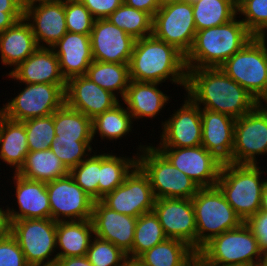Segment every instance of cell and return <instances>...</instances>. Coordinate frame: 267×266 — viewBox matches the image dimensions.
<instances>
[{
	"label": "cell",
	"mask_w": 267,
	"mask_h": 266,
	"mask_svg": "<svg viewBox=\"0 0 267 266\" xmlns=\"http://www.w3.org/2000/svg\"><path fill=\"white\" fill-rule=\"evenodd\" d=\"M179 1H187V0H160L161 5L170 3V2H179Z\"/></svg>",
	"instance_id": "680465c9"
},
{
	"label": "cell",
	"mask_w": 267,
	"mask_h": 266,
	"mask_svg": "<svg viewBox=\"0 0 267 266\" xmlns=\"http://www.w3.org/2000/svg\"><path fill=\"white\" fill-rule=\"evenodd\" d=\"M101 201L118 213L138 218L153 211L155 198L148 176L136 165L124 182Z\"/></svg>",
	"instance_id": "4fadbf2b"
},
{
	"label": "cell",
	"mask_w": 267,
	"mask_h": 266,
	"mask_svg": "<svg viewBox=\"0 0 267 266\" xmlns=\"http://www.w3.org/2000/svg\"><path fill=\"white\" fill-rule=\"evenodd\" d=\"M38 48L32 28L24 18L0 34L1 63L10 66V72Z\"/></svg>",
	"instance_id": "4316f807"
},
{
	"label": "cell",
	"mask_w": 267,
	"mask_h": 266,
	"mask_svg": "<svg viewBox=\"0 0 267 266\" xmlns=\"http://www.w3.org/2000/svg\"><path fill=\"white\" fill-rule=\"evenodd\" d=\"M25 126L29 151L48 150L54 141V113L22 121Z\"/></svg>",
	"instance_id": "ab89813d"
},
{
	"label": "cell",
	"mask_w": 267,
	"mask_h": 266,
	"mask_svg": "<svg viewBox=\"0 0 267 266\" xmlns=\"http://www.w3.org/2000/svg\"><path fill=\"white\" fill-rule=\"evenodd\" d=\"M207 266L262 265L264 255L248 225L211 238L198 251Z\"/></svg>",
	"instance_id": "5b68a950"
},
{
	"label": "cell",
	"mask_w": 267,
	"mask_h": 266,
	"mask_svg": "<svg viewBox=\"0 0 267 266\" xmlns=\"http://www.w3.org/2000/svg\"><path fill=\"white\" fill-rule=\"evenodd\" d=\"M237 15L229 22L197 31L185 56L187 69L220 67L254 36Z\"/></svg>",
	"instance_id": "3957f363"
},
{
	"label": "cell",
	"mask_w": 267,
	"mask_h": 266,
	"mask_svg": "<svg viewBox=\"0 0 267 266\" xmlns=\"http://www.w3.org/2000/svg\"><path fill=\"white\" fill-rule=\"evenodd\" d=\"M0 266H29L17 240L10 232L0 239Z\"/></svg>",
	"instance_id": "f6af8a7d"
},
{
	"label": "cell",
	"mask_w": 267,
	"mask_h": 266,
	"mask_svg": "<svg viewBox=\"0 0 267 266\" xmlns=\"http://www.w3.org/2000/svg\"><path fill=\"white\" fill-rule=\"evenodd\" d=\"M245 223L253 232L263 255H267V213L259 211Z\"/></svg>",
	"instance_id": "bcb514c9"
},
{
	"label": "cell",
	"mask_w": 267,
	"mask_h": 266,
	"mask_svg": "<svg viewBox=\"0 0 267 266\" xmlns=\"http://www.w3.org/2000/svg\"><path fill=\"white\" fill-rule=\"evenodd\" d=\"M196 251L183 241L167 238L136 260L142 266H182Z\"/></svg>",
	"instance_id": "d6a6232c"
},
{
	"label": "cell",
	"mask_w": 267,
	"mask_h": 266,
	"mask_svg": "<svg viewBox=\"0 0 267 266\" xmlns=\"http://www.w3.org/2000/svg\"><path fill=\"white\" fill-rule=\"evenodd\" d=\"M123 3L137 10L146 12L152 17H154L161 6L160 0H123Z\"/></svg>",
	"instance_id": "c3c4849f"
},
{
	"label": "cell",
	"mask_w": 267,
	"mask_h": 266,
	"mask_svg": "<svg viewBox=\"0 0 267 266\" xmlns=\"http://www.w3.org/2000/svg\"><path fill=\"white\" fill-rule=\"evenodd\" d=\"M95 19H105L111 15L123 0H80Z\"/></svg>",
	"instance_id": "7dc6e473"
},
{
	"label": "cell",
	"mask_w": 267,
	"mask_h": 266,
	"mask_svg": "<svg viewBox=\"0 0 267 266\" xmlns=\"http://www.w3.org/2000/svg\"><path fill=\"white\" fill-rule=\"evenodd\" d=\"M16 173L28 180L48 183L67 176L69 170L51 149H48L29 151L24 164Z\"/></svg>",
	"instance_id": "f546056e"
},
{
	"label": "cell",
	"mask_w": 267,
	"mask_h": 266,
	"mask_svg": "<svg viewBox=\"0 0 267 266\" xmlns=\"http://www.w3.org/2000/svg\"><path fill=\"white\" fill-rule=\"evenodd\" d=\"M153 211L167 238L183 241L196 251V219L191 199H155Z\"/></svg>",
	"instance_id": "e0dca14e"
},
{
	"label": "cell",
	"mask_w": 267,
	"mask_h": 266,
	"mask_svg": "<svg viewBox=\"0 0 267 266\" xmlns=\"http://www.w3.org/2000/svg\"><path fill=\"white\" fill-rule=\"evenodd\" d=\"M185 55L153 35L137 39L129 62L130 80L163 83L170 80L186 89Z\"/></svg>",
	"instance_id": "7a4b0ae2"
},
{
	"label": "cell",
	"mask_w": 267,
	"mask_h": 266,
	"mask_svg": "<svg viewBox=\"0 0 267 266\" xmlns=\"http://www.w3.org/2000/svg\"><path fill=\"white\" fill-rule=\"evenodd\" d=\"M56 266H93L86 256L57 258Z\"/></svg>",
	"instance_id": "f907efd6"
},
{
	"label": "cell",
	"mask_w": 267,
	"mask_h": 266,
	"mask_svg": "<svg viewBox=\"0 0 267 266\" xmlns=\"http://www.w3.org/2000/svg\"><path fill=\"white\" fill-rule=\"evenodd\" d=\"M237 14L244 15L240 20L254 37L267 30V0H247L237 9Z\"/></svg>",
	"instance_id": "7bdbcfd3"
},
{
	"label": "cell",
	"mask_w": 267,
	"mask_h": 266,
	"mask_svg": "<svg viewBox=\"0 0 267 266\" xmlns=\"http://www.w3.org/2000/svg\"><path fill=\"white\" fill-rule=\"evenodd\" d=\"M191 3L196 31L225 24L238 15L231 0H196Z\"/></svg>",
	"instance_id": "e575fe53"
},
{
	"label": "cell",
	"mask_w": 267,
	"mask_h": 266,
	"mask_svg": "<svg viewBox=\"0 0 267 266\" xmlns=\"http://www.w3.org/2000/svg\"><path fill=\"white\" fill-rule=\"evenodd\" d=\"M231 1H232V4L234 5V7L236 9H238L247 0H231Z\"/></svg>",
	"instance_id": "6f0895ef"
},
{
	"label": "cell",
	"mask_w": 267,
	"mask_h": 266,
	"mask_svg": "<svg viewBox=\"0 0 267 266\" xmlns=\"http://www.w3.org/2000/svg\"><path fill=\"white\" fill-rule=\"evenodd\" d=\"M44 1H50V0H19L21 6L25 9L26 7L39 3V2H44Z\"/></svg>",
	"instance_id": "9f6ffc18"
},
{
	"label": "cell",
	"mask_w": 267,
	"mask_h": 266,
	"mask_svg": "<svg viewBox=\"0 0 267 266\" xmlns=\"http://www.w3.org/2000/svg\"><path fill=\"white\" fill-rule=\"evenodd\" d=\"M137 165V153L132 157L100 153V176L98 181V200L114 191Z\"/></svg>",
	"instance_id": "4dcf8cb0"
},
{
	"label": "cell",
	"mask_w": 267,
	"mask_h": 266,
	"mask_svg": "<svg viewBox=\"0 0 267 266\" xmlns=\"http://www.w3.org/2000/svg\"><path fill=\"white\" fill-rule=\"evenodd\" d=\"M124 103H118L113 108L106 110L102 114L92 119V137L99 135L101 139L119 140L132 131L133 118ZM123 107H122V106Z\"/></svg>",
	"instance_id": "836d02e7"
},
{
	"label": "cell",
	"mask_w": 267,
	"mask_h": 266,
	"mask_svg": "<svg viewBox=\"0 0 267 266\" xmlns=\"http://www.w3.org/2000/svg\"><path fill=\"white\" fill-rule=\"evenodd\" d=\"M51 219L71 221L91 219L95 200L68 174L46 183Z\"/></svg>",
	"instance_id": "5bb4252c"
},
{
	"label": "cell",
	"mask_w": 267,
	"mask_h": 266,
	"mask_svg": "<svg viewBox=\"0 0 267 266\" xmlns=\"http://www.w3.org/2000/svg\"><path fill=\"white\" fill-rule=\"evenodd\" d=\"M24 19L30 24L38 47L51 48L68 32L65 0L32 4L24 9Z\"/></svg>",
	"instance_id": "ac0fdd59"
},
{
	"label": "cell",
	"mask_w": 267,
	"mask_h": 266,
	"mask_svg": "<svg viewBox=\"0 0 267 266\" xmlns=\"http://www.w3.org/2000/svg\"><path fill=\"white\" fill-rule=\"evenodd\" d=\"M167 239L154 211L140 215L137 219L132 249L127 253L129 260H136L145 251Z\"/></svg>",
	"instance_id": "d590c367"
},
{
	"label": "cell",
	"mask_w": 267,
	"mask_h": 266,
	"mask_svg": "<svg viewBox=\"0 0 267 266\" xmlns=\"http://www.w3.org/2000/svg\"><path fill=\"white\" fill-rule=\"evenodd\" d=\"M135 39L105 19H95L90 33L94 61L129 64Z\"/></svg>",
	"instance_id": "d6986e66"
},
{
	"label": "cell",
	"mask_w": 267,
	"mask_h": 266,
	"mask_svg": "<svg viewBox=\"0 0 267 266\" xmlns=\"http://www.w3.org/2000/svg\"><path fill=\"white\" fill-rule=\"evenodd\" d=\"M93 153L78 166L71 168L69 174L91 198L97 201L100 176V152L99 154L96 151Z\"/></svg>",
	"instance_id": "60d3db41"
},
{
	"label": "cell",
	"mask_w": 267,
	"mask_h": 266,
	"mask_svg": "<svg viewBox=\"0 0 267 266\" xmlns=\"http://www.w3.org/2000/svg\"><path fill=\"white\" fill-rule=\"evenodd\" d=\"M137 219L110 209L101 200L94 202L91 217L94 235L111 242L126 254L132 249Z\"/></svg>",
	"instance_id": "44dd1931"
},
{
	"label": "cell",
	"mask_w": 267,
	"mask_h": 266,
	"mask_svg": "<svg viewBox=\"0 0 267 266\" xmlns=\"http://www.w3.org/2000/svg\"><path fill=\"white\" fill-rule=\"evenodd\" d=\"M187 70L186 95L201 109L224 113L237 119L260 104L220 67Z\"/></svg>",
	"instance_id": "6da1fadb"
},
{
	"label": "cell",
	"mask_w": 267,
	"mask_h": 266,
	"mask_svg": "<svg viewBox=\"0 0 267 266\" xmlns=\"http://www.w3.org/2000/svg\"><path fill=\"white\" fill-rule=\"evenodd\" d=\"M238 266H262V265H238Z\"/></svg>",
	"instance_id": "6125c7cd"
},
{
	"label": "cell",
	"mask_w": 267,
	"mask_h": 266,
	"mask_svg": "<svg viewBox=\"0 0 267 266\" xmlns=\"http://www.w3.org/2000/svg\"><path fill=\"white\" fill-rule=\"evenodd\" d=\"M182 266H207L204 262L202 256L196 252L188 261H186Z\"/></svg>",
	"instance_id": "db71d44e"
},
{
	"label": "cell",
	"mask_w": 267,
	"mask_h": 266,
	"mask_svg": "<svg viewBox=\"0 0 267 266\" xmlns=\"http://www.w3.org/2000/svg\"><path fill=\"white\" fill-rule=\"evenodd\" d=\"M191 200L196 219V252L211 238L243 223L217 186L200 188Z\"/></svg>",
	"instance_id": "ba28073f"
},
{
	"label": "cell",
	"mask_w": 267,
	"mask_h": 266,
	"mask_svg": "<svg viewBox=\"0 0 267 266\" xmlns=\"http://www.w3.org/2000/svg\"><path fill=\"white\" fill-rule=\"evenodd\" d=\"M135 40L152 35L153 17L123 3L106 18Z\"/></svg>",
	"instance_id": "74e56055"
},
{
	"label": "cell",
	"mask_w": 267,
	"mask_h": 266,
	"mask_svg": "<svg viewBox=\"0 0 267 266\" xmlns=\"http://www.w3.org/2000/svg\"><path fill=\"white\" fill-rule=\"evenodd\" d=\"M12 178L18 211L9 206L6 208L9 222L19 219L51 218L46 183L25 179L15 172Z\"/></svg>",
	"instance_id": "7402d4cb"
},
{
	"label": "cell",
	"mask_w": 267,
	"mask_h": 266,
	"mask_svg": "<svg viewBox=\"0 0 267 266\" xmlns=\"http://www.w3.org/2000/svg\"><path fill=\"white\" fill-rule=\"evenodd\" d=\"M93 266H124L127 254L109 241L94 236L86 253Z\"/></svg>",
	"instance_id": "b9f144b4"
},
{
	"label": "cell",
	"mask_w": 267,
	"mask_h": 266,
	"mask_svg": "<svg viewBox=\"0 0 267 266\" xmlns=\"http://www.w3.org/2000/svg\"><path fill=\"white\" fill-rule=\"evenodd\" d=\"M185 96L182 106L162 122L158 147L185 148L201 145V108L188 95Z\"/></svg>",
	"instance_id": "2e32d148"
},
{
	"label": "cell",
	"mask_w": 267,
	"mask_h": 266,
	"mask_svg": "<svg viewBox=\"0 0 267 266\" xmlns=\"http://www.w3.org/2000/svg\"><path fill=\"white\" fill-rule=\"evenodd\" d=\"M196 32L190 1L161 5L153 17L152 35L173 45L185 56L193 45Z\"/></svg>",
	"instance_id": "8fae6325"
},
{
	"label": "cell",
	"mask_w": 267,
	"mask_h": 266,
	"mask_svg": "<svg viewBox=\"0 0 267 266\" xmlns=\"http://www.w3.org/2000/svg\"><path fill=\"white\" fill-rule=\"evenodd\" d=\"M51 48L58 57L60 70L66 81L72 77L85 75L94 61L90 35L68 31Z\"/></svg>",
	"instance_id": "d4e9b609"
},
{
	"label": "cell",
	"mask_w": 267,
	"mask_h": 266,
	"mask_svg": "<svg viewBox=\"0 0 267 266\" xmlns=\"http://www.w3.org/2000/svg\"><path fill=\"white\" fill-rule=\"evenodd\" d=\"M267 156V103L235 120L233 164L256 165V155Z\"/></svg>",
	"instance_id": "7c38bea8"
},
{
	"label": "cell",
	"mask_w": 267,
	"mask_h": 266,
	"mask_svg": "<svg viewBox=\"0 0 267 266\" xmlns=\"http://www.w3.org/2000/svg\"><path fill=\"white\" fill-rule=\"evenodd\" d=\"M7 74L8 78L17 80L19 84H66L60 70L58 57L52 48L47 47H39Z\"/></svg>",
	"instance_id": "cb8c5ba5"
},
{
	"label": "cell",
	"mask_w": 267,
	"mask_h": 266,
	"mask_svg": "<svg viewBox=\"0 0 267 266\" xmlns=\"http://www.w3.org/2000/svg\"><path fill=\"white\" fill-rule=\"evenodd\" d=\"M85 76L116 97L120 95L122 101L130 82L129 64L93 61Z\"/></svg>",
	"instance_id": "1f68e13d"
},
{
	"label": "cell",
	"mask_w": 267,
	"mask_h": 266,
	"mask_svg": "<svg viewBox=\"0 0 267 266\" xmlns=\"http://www.w3.org/2000/svg\"><path fill=\"white\" fill-rule=\"evenodd\" d=\"M91 143L93 144V139H59V137H55L50 149L70 170L95 151Z\"/></svg>",
	"instance_id": "f35d334b"
},
{
	"label": "cell",
	"mask_w": 267,
	"mask_h": 266,
	"mask_svg": "<svg viewBox=\"0 0 267 266\" xmlns=\"http://www.w3.org/2000/svg\"><path fill=\"white\" fill-rule=\"evenodd\" d=\"M64 94L67 106L85 114L90 119L119 103L118 97L101 88L85 75L68 79Z\"/></svg>",
	"instance_id": "ffe728a7"
},
{
	"label": "cell",
	"mask_w": 267,
	"mask_h": 266,
	"mask_svg": "<svg viewBox=\"0 0 267 266\" xmlns=\"http://www.w3.org/2000/svg\"><path fill=\"white\" fill-rule=\"evenodd\" d=\"M65 17L69 32L90 35L95 18L80 0H65Z\"/></svg>",
	"instance_id": "ee69618b"
},
{
	"label": "cell",
	"mask_w": 267,
	"mask_h": 266,
	"mask_svg": "<svg viewBox=\"0 0 267 266\" xmlns=\"http://www.w3.org/2000/svg\"><path fill=\"white\" fill-rule=\"evenodd\" d=\"M56 226L57 222L51 218L19 219L10 223V233L29 266L56 264Z\"/></svg>",
	"instance_id": "9c48e42d"
},
{
	"label": "cell",
	"mask_w": 267,
	"mask_h": 266,
	"mask_svg": "<svg viewBox=\"0 0 267 266\" xmlns=\"http://www.w3.org/2000/svg\"><path fill=\"white\" fill-rule=\"evenodd\" d=\"M256 165L223 163L217 187L243 222L259 212L265 171Z\"/></svg>",
	"instance_id": "277c9868"
},
{
	"label": "cell",
	"mask_w": 267,
	"mask_h": 266,
	"mask_svg": "<svg viewBox=\"0 0 267 266\" xmlns=\"http://www.w3.org/2000/svg\"><path fill=\"white\" fill-rule=\"evenodd\" d=\"M0 207V239L10 232V222L6 208Z\"/></svg>",
	"instance_id": "f5cc1de1"
},
{
	"label": "cell",
	"mask_w": 267,
	"mask_h": 266,
	"mask_svg": "<svg viewBox=\"0 0 267 266\" xmlns=\"http://www.w3.org/2000/svg\"><path fill=\"white\" fill-rule=\"evenodd\" d=\"M262 266H267V255L264 256Z\"/></svg>",
	"instance_id": "91938a15"
},
{
	"label": "cell",
	"mask_w": 267,
	"mask_h": 266,
	"mask_svg": "<svg viewBox=\"0 0 267 266\" xmlns=\"http://www.w3.org/2000/svg\"><path fill=\"white\" fill-rule=\"evenodd\" d=\"M159 84L161 83L130 80L122 101L126 104L133 120L153 119L169 103L170 96L157 88Z\"/></svg>",
	"instance_id": "484cf974"
},
{
	"label": "cell",
	"mask_w": 267,
	"mask_h": 266,
	"mask_svg": "<svg viewBox=\"0 0 267 266\" xmlns=\"http://www.w3.org/2000/svg\"><path fill=\"white\" fill-rule=\"evenodd\" d=\"M24 84L25 88L0 108V112L11 120L48 116L65 103L66 84Z\"/></svg>",
	"instance_id": "30bf717a"
},
{
	"label": "cell",
	"mask_w": 267,
	"mask_h": 266,
	"mask_svg": "<svg viewBox=\"0 0 267 266\" xmlns=\"http://www.w3.org/2000/svg\"><path fill=\"white\" fill-rule=\"evenodd\" d=\"M54 128L59 139H93L92 119L65 103L54 112Z\"/></svg>",
	"instance_id": "8d00e7d4"
},
{
	"label": "cell",
	"mask_w": 267,
	"mask_h": 266,
	"mask_svg": "<svg viewBox=\"0 0 267 266\" xmlns=\"http://www.w3.org/2000/svg\"><path fill=\"white\" fill-rule=\"evenodd\" d=\"M235 120L224 113L201 109V145L223 163H232Z\"/></svg>",
	"instance_id": "603a6c76"
},
{
	"label": "cell",
	"mask_w": 267,
	"mask_h": 266,
	"mask_svg": "<svg viewBox=\"0 0 267 266\" xmlns=\"http://www.w3.org/2000/svg\"><path fill=\"white\" fill-rule=\"evenodd\" d=\"M24 18V12H3L0 10V34Z\"/></svg>",
	"instance_id": "681fc988"
},
{
	"label": "cell",
	"mask_w": 267,
	"mask_h": 266,
	"mask_svg": "<svg viewBox=\"0 0 267 266\" xmlns=\"http://www.w3.org/2000/svg\"><path fill=\"white\" fill-rule=\"evenodd\" d=\"M220 68L259 103H267V39L253 37Z\"/></svg>",
	"instance_id": "52a82bcc"
},
{
	"label": "cell",
	"mask_w": 267,
	"mask_h": 266,
	"mask_svg": "<svg viewBox=\"0 0 267 266\" xmlns=\"http://www.w3.org/2000/svg\"><path fill=\"white\" fill-rule=\"evenodd\" d=\"M0 10L3 12H24L19 0H0Z\"/></svg>",
	"instance_id": "816d5d0a"
},
{
	"label": "cell",
	"mask_w": 267,
	"mask_h": 266,
	"mask_svg": "<svg viewBox=\"0 0 267 266\" xmlns=\"http://www.w3.org/2000/svg\"><path fill=\"white\" fill-rule=\"evenodd\" d=\"M156 148L199 188H211L217 185L223 162L202 145L185 148L156 146Z\"/></svg>",
	"instance_id": "9a60e30c"
},
{
	"label": "cell",
	"mask_w": 267,
	"mask_h": 266,
	"mask_svg": "<svg viewBox=\"0 0 267 266\" xmlns=\"http://www.w3.org/2000/svg\"><path fill=\"white\" fill-rule=\"evenodd\" d=\"M267 30L260 36V37H266L267 38Z\"/></svg>",
	"instance_id": "94428289"
},
{
	"label": "cell",
	"mask_w": 267,
	"mask_h": 266,
	"mask_svg": "<svg viewBox=\"0 0 267 266\" xmlns=\"http://www.w3.org/2000/svg\"><path fill=\"white\" fill-rule=\"evenodd\" d=\"M94 236L91 219L58 221L56 226V248L59 251L57 257L86 256Z\"/></svg>",
	"instance_id": "83f0119b"
},
{
	"label": "cell",
	"mask_w": 267,
	"mask_h": 266,
	"mask_svg": "<svg viewBox=\"0 0 267 266\" xmlns=\"http://www.w3.org/2000/svg\"><path fill=\"white\" fill-rule=\"evenodd\" d=\"M259 211L267 213V179H265V182L263 185Z\"/></svg>",
	"instance_id": "11a10c76"
},
{
	"label": "cell",
	"mask_w": 267,
	"mask_h": 266,
	"mask_svg": "<svg viewBox=\"0 0 267 266\" xmlns=\"http://www.w3.org/2000/svg\"><path fill=\"white\" fill-rule=\"evenodd\" d=\"M137 150V165L148 176L155 199H192L197 194L200 189L197 184L177 169L155 145L140 144Z\"/></svg>",
	"instance_id": "8992f818"
},
{
	"label": "cell",
	"mask_w": 267,
	"mask_h": 266,
	"mask_svg": "<svg viewBox=\"0 0 267 266\" xmlns=\"http://www.w3.org/2000/svg\"><path fill=\"white\" fill-rule=\"evenodd\" d=\"M29 153L26 130L22 121H14L0 112V159L17 172ZM12 166V167H11Z\"/></svg>",
	"instance_id": "f1b7e54d"
}]
</instances>
